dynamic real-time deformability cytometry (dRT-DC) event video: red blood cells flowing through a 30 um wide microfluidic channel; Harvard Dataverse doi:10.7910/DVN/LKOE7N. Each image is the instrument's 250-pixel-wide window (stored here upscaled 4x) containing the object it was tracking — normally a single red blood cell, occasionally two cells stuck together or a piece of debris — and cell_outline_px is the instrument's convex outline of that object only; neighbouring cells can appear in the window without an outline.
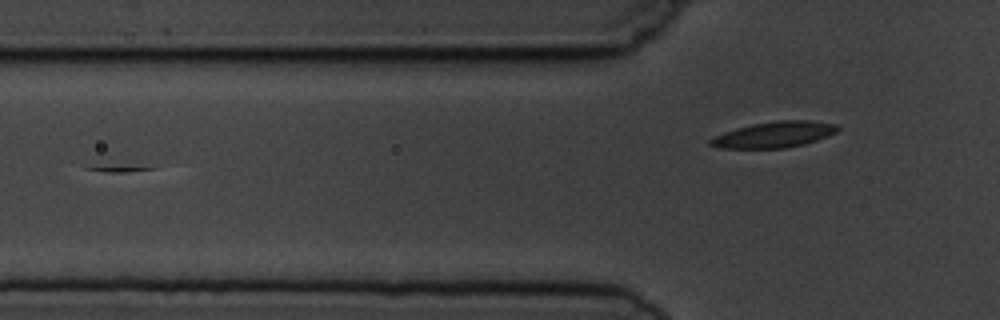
{"species": "common noctule bat (a hibernating species)", "species_latin": "Nyctalus noctula", "temperature_condition": "cold", "stored_images_in_passage": 4, "segment_of_instrument_passage": [2, 2], "camera_frame_rate_fps": 3000, "um_per_image_px": 0.085, "animal": {"sex": "male", "body_mass_g": 19.5, "forearm_length_mm": 54.6}, "frame": {"image": 1, "passage_image": 4, "time_ms": 4.333, "image_size_px": [1000, 320], "cell_outline_px": [[840, 128], [836, 132], [828, 136], [804, 144], [784, 148], [720, 148], [708, 144], [708, 140], [712, 136], [736, 128], [752, 124], [780, 120], [808, 120], [836, 124]], "centroid_in_image_um": [65.78, 11.44], "position_along_channel_um": 60.0, "area_um2": 19.25}}